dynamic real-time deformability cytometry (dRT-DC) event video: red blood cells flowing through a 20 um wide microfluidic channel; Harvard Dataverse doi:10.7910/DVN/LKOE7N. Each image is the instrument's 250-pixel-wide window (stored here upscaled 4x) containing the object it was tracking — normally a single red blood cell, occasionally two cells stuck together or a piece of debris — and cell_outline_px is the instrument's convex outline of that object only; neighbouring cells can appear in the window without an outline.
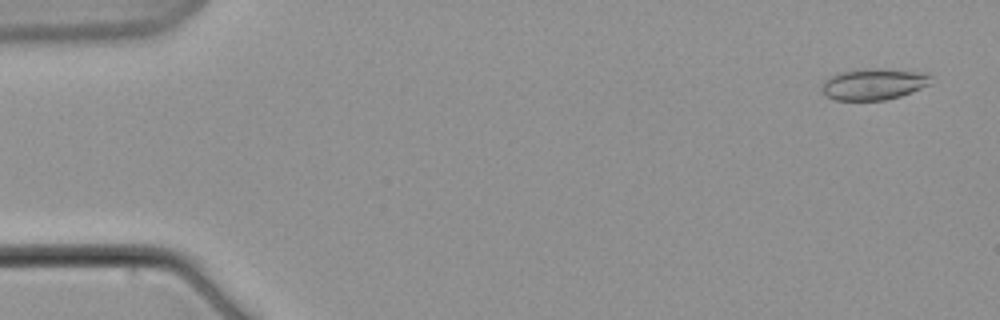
{"species": "common noctule bat (a hibernating species)", "species_latin": "Nyctalus noctula", "temperature_condition": "warm", "stored_images_in_passage": 10, "camera_frame_rate_fps": 3000, "um_per_image_px": 0.085, "animal": {"sex": "male", "body_mass_g": 21.5, "forearm_length_mm": 52.0}, "frame": {"image": 1, "passage_image": 1, "time_ms": 0.0, "image_size_px": [1000, 320], "cell_outline_px": [[932, 76], [928, 84], [920, 88], [900, 96], [884, 100], [836, 100], [828, 96], [824, 92], [824, 80], [840, 72], [928, 72]], "centroid_in_image_um": [74.27, 7.22], "position_along_channel_um": 10.7, "area_um2": 18.26}}
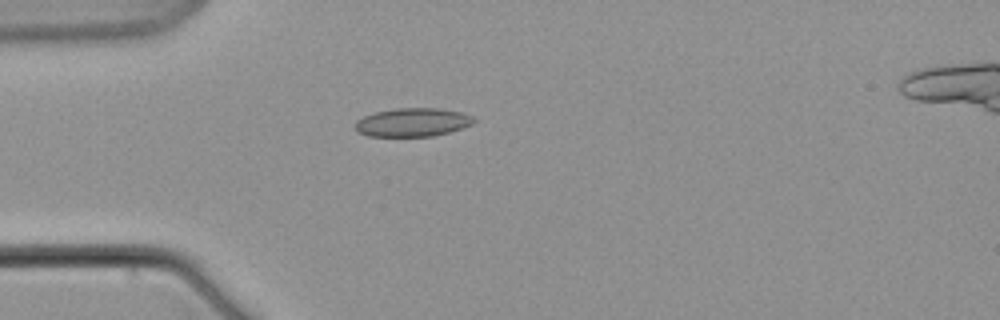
{"frame": {"image": 2, "passage_image": 5, "time_ms": 5.667, "image_size_px": [1000, 320], "cell_outline_px": [[476, 120], [472, 124], [464, 128], [432, 136], [368, 136], [356, 132], [356, 120], [364, 116], [376, 112], [396, 108], [440, 108], [464, 112], [472, 116]], "centroid_in_image_um": [35.1, 10.39], "position_along_channel_um": 49.9, "area_um2": 19.83}}
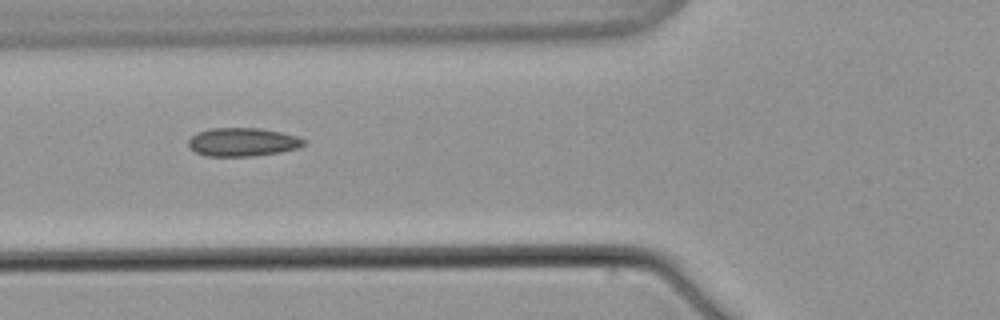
{"frame": {"image": 3, "passage_image": 7, "time_ms": 8.0, "image_size_px": [1000, 320], "cell_outline_px": [[308, 140], [304, 144], [296, 148], [280, 152], [252, 156], [208, 156], [196, 152], [188, 148], [188, 140], [196, 132], [208, 128], [260, 128], [280, 132], [296, 136]], "centroid_in_image_um": [20.59, 12.07], "position_along_channel_um": 105.2, "area_um2": 19.19}}